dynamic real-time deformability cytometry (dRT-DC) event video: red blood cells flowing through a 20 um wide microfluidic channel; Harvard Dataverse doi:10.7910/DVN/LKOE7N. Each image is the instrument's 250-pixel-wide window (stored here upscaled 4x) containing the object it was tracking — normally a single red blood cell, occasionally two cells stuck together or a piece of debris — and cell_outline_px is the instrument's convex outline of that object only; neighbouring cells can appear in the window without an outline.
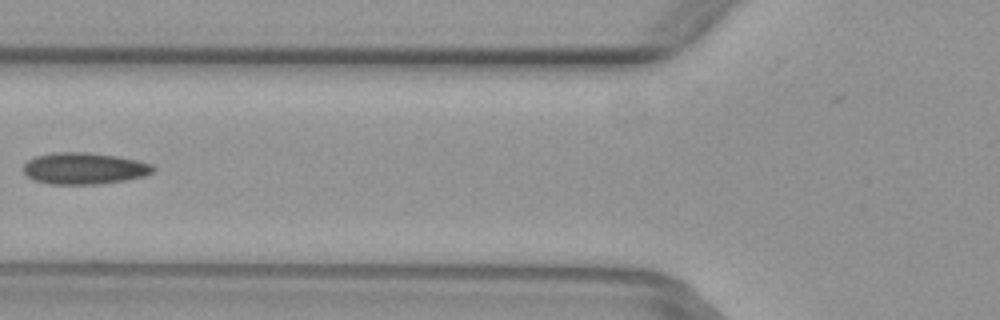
{"species": "common noctule bat (a hibernating species)", "species_latin": "Nyctalus noctula", "temperature_condition": "warm", "stored_images_in_passage": 8, "camera_frame_rate_fps": 3000, "um_per_image_px": 0.085, "animal": {"sex": "female", "body_mass_g": 29.2, "forearm_length_mm": 56.3}, "frame": {"image": 1, "passage_image": 6, "time_ms": 1.667, "image_size_px": [1000, 320], "cell_outline_px": [[156, 168], [152, 172], [144, 176], [124, 180], [96, 184], [48, 184], [32, 180], [20, 168], [28, 160], [36, 156], [52, 152], [84, 152], [116, 156], [136, 160], [152, 164]], "centroid_in_image_um": [7.1, 14.31], "position_along_channel_um": 118.7, "area_um2": 23.93}}